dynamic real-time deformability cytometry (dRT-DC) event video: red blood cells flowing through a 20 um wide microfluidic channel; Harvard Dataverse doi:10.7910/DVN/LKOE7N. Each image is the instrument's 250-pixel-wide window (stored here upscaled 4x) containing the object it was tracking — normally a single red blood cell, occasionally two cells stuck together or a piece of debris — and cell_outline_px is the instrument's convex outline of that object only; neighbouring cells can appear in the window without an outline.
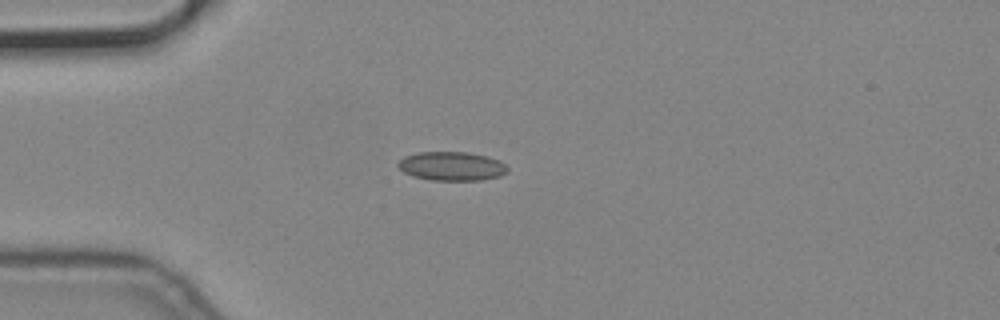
{"species": "common noctule bat (a hibernating species)", "species_latin": "Nyctalus noctula", "temperature_condition": "cold", "stored_images_in_passage": 11, "camera_frame_rate_fps": 3000, "um_per_image_px": 0.085, "animal": {"sex": "male", "body_mass_g": 19.2, "forearm_length_mm": 51.8}, "frame": {"image": 1, "passage_image": 4, "time_ms": 1.0, "image_size_px": [1000, 320], "cell_outline_px": [[508, 172], [500, 176], [480, 180], [432, 180], [412, 176], [404, 172], [396, 164], [404, 156], [420, 152], [468, 152], [488, 156], [500, 160], [508, 168]], "centroid_in_image_um": [38.41, 14.12], "position_along_channel_um": 46.6, "area_um2": 18.5}}
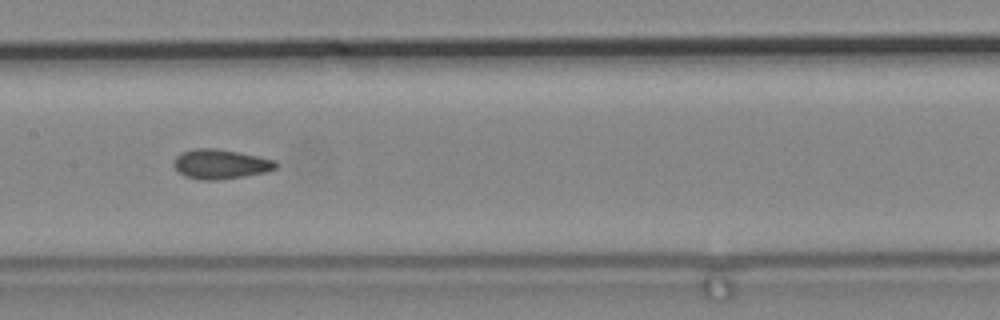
{"frame": {"image": 2, "passage_image": 8, "time_ms": 2.333, "image_size_px": [1000, 320], "cell_outline_px": [[276, 168], [264, 172], [244, 176], [216, 180], [200, 180], [184, 176], [172, 164], [172, 160], [180, 152], [192, 148], [216, 148], [240, 152], [276, 160]], "centroid_in_image_um": [18.69, 13.93], "position_along_channel_um": 188.7, "area_um2": 17.74}}
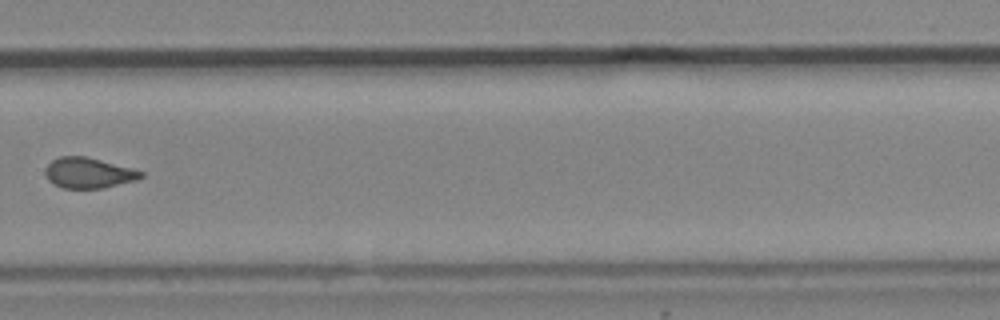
{"frame": {"image": 3, "passage_image": 11, "time_ms": 3.333, "image_size_px": [1000, 320], "cell_outline_px": [[144, 176], [136, 180], [100, 188], [64, 188], [52, 184], [48, 180], [44, 172], [44, 168], [52, 160], [60, 156], [84, 156], [132, 168], [144, 172]], "centroid_in_image_um": [7.49, 14.69], "position_along_channel_um": 322.3, "area_um2": 16.94}}